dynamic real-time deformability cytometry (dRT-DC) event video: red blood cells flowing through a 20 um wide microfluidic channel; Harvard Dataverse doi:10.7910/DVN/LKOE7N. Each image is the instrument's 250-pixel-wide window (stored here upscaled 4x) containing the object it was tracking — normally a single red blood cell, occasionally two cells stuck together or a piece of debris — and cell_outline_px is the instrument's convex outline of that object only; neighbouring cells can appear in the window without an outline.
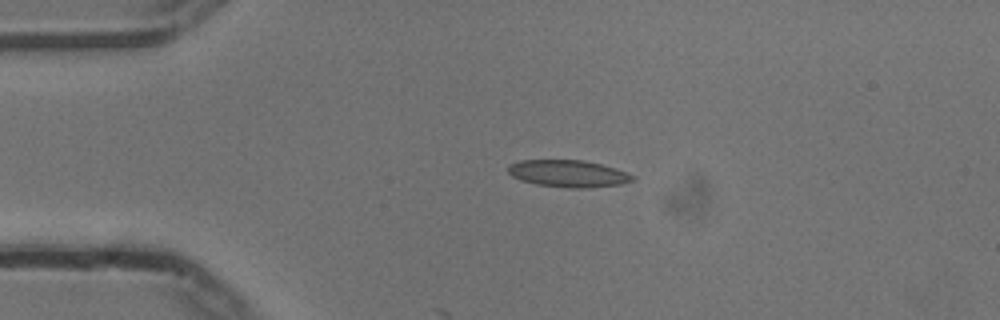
{"species": "common noctule bat (a hibernating species)", "species_latin": "Nyctalus noctula", "temperature_condition": "cold", "stored_images_in_passage": 6, "camera_frame_rate_fps": 3000, "um_per_image_px": 0.085, "animal": {"sex": "male", "body_mass_g": 13.3}, "frame": {"image": 1, "passage_image": 1, "time_ms": 0.0, "image_size_px": [1000, 320], "cell_outline_px": [[636, 180], [620, 184], [588, 188], [568, 188], [536, 184], [520, 180], [512, 176], [508, 172], [508, 164], [520, 160], [584, 160], [616, 168], [636, 176]], "centroid_in_image_um": [48.31, 14.75], "position_along_channel_um": 36.7, "area_um2": 19.77}}